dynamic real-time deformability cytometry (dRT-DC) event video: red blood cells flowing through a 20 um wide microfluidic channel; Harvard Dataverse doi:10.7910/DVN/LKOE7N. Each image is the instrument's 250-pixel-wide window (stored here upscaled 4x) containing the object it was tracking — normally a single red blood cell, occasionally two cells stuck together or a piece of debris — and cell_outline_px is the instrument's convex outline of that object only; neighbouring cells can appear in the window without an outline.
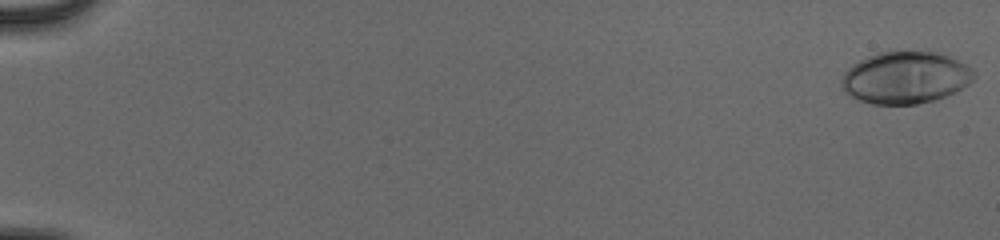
{"species": "human", "species_latin": "Homo sapiens", "temperature_condition": "cold", "stored_images_in_passage": 55, "camera_frame_rate_fps": 3000, "um_per_image_px": 0.085, "donor": {"sex": "male"}, "frame": {"image": 1, "passage_image": 1, "time_ms": 0.0, "image_size_px": [1000, 240], "cell_outline_px": [[976, 76], [968, 84], [956, 92], [936, 100], [916, 104], [872, 104], [860, 100], [844, 92], [840, 84], [840, 80], [844, 72], [852, 64], [876, 52], [892, 48], [936, 52], [948, 56], [972, 68], [976, 72]], "centroid_in_image_um": [76.94, 6.56], "position_along_channel_um": 8.1, "area_um2": 41.1}}
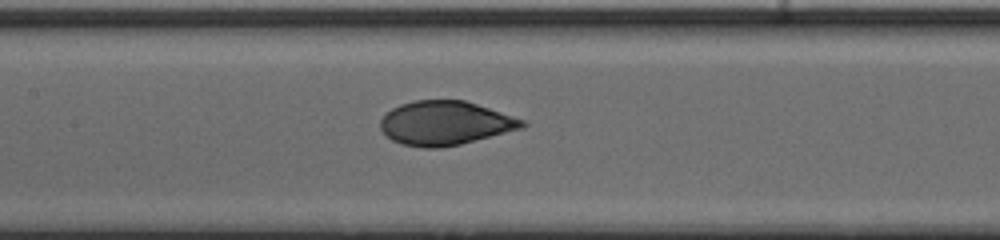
{"frame": {"image": 2, "passage_image": 29, "time_ms": 9.333, "image_size_px": [1000, 240], "cell_outline_px": [[528, 124], [524, 128], [460, 144], [440, 148], [424, 148], [400, 144], [392, 140], [380, 128], [380, 120], [392, 108], [400, 104], [416, 100], [464, 100], [524, 120]], "centroid_in_image_um": [37.83, 10.47], "position_along_channel_um": 169.6, "area_um2": 36.18}}
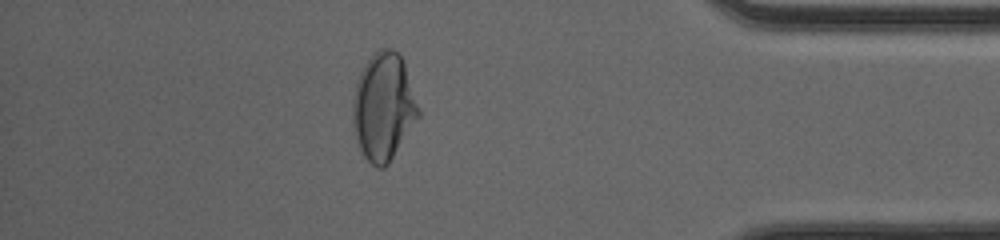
{"frame": {"image": 3, "passage_image": 49, "time_ms": 16.0, "image_size_px": [1000, 240], "cell_outline_px": [[420, 116], [388, 164], [384, 168], [376, 168], [364, 156], [360, 148], [352, 124], [352, 108], [356, 80], [364, 64], [380, 48], [392, 48], [400, 52], [420, 108]], "centroid_in_image_um": [32.6, 9.06], "position_along_channel_um": 402.6, "area_um2": 41.21}, "authors_computed_cell_mechanics": {"area_um2": 37.4544, "velocity_mm_per_s": 3.9195, "shape_relaxation_time_tau1_ms": 5.0957, "shape_relaxation_time_tau2_ms": null, "deformation_change_tau1": 0.2008, "deformation_change_tau2": null}}